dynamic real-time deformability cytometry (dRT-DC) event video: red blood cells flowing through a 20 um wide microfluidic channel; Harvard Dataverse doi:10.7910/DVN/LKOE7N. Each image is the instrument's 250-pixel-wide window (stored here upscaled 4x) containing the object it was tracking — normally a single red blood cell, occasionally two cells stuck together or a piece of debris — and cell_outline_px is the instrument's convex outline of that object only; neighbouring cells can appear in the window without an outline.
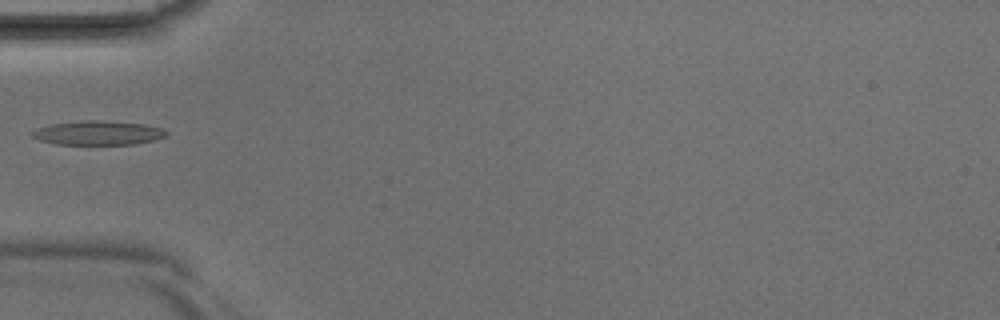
{"species": "Egyptian fruit bat (a non-hibernating species)", "species_latin": "Rousettus aegyptiacus", "temperature_condition": "room temperature", "stored_images_in_passage": 4, "camera_frame_rate_fps": 3000, "um_per_image_px": 0.085, "animal": {"sex": "male"}, "frame": {"image": 1, "passage_image": 4, "time_ms": 1.0, "image_size_px": [1000, 320], "cell_outline_px": [[168, 136], [136, 144], [56, 144], [40, 140], [32, 136], [32, 132], [36, 128], [48, 124], [80, 120], [96, 120], [144, 124], [164, 128], [168, 132]], "centroid_in_image_um": [8.34, 11.28], "position_along_channel_um": 76.7, "area_um2": 18.96}}